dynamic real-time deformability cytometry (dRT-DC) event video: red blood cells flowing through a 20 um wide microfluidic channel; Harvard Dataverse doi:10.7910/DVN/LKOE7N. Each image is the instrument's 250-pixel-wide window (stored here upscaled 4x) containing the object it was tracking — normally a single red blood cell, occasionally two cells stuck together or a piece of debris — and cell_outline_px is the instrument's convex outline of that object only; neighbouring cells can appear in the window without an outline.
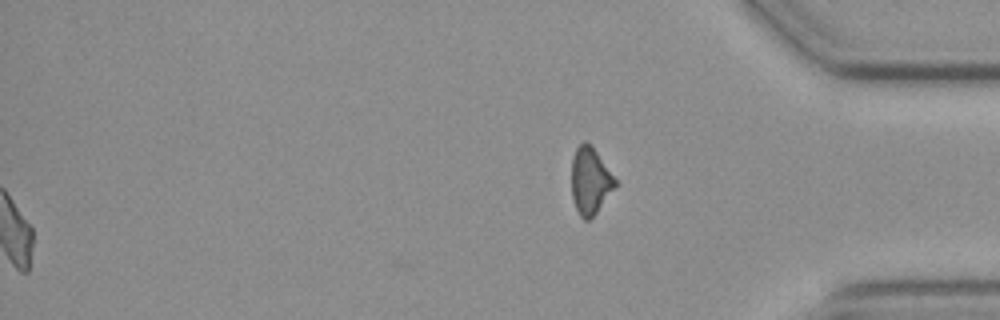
{"species": "common noctule bat (a hibernating species)", "species_latin": "Nyctalus noctula", "temperature_condition": "cold", "stored_images_in_passage": 40, "segment_of_instrument_passage": [2, 2], "camera_frame_rate_fps": 3000, "um_per_image_px": 0.085, "animal": {"sex": "female", "body_mass_g": 19.3, "forearm_length_mm": 54.1}, "frame": {"image": 1, "passage_image": 40, "time_ms": 13.0, "image_size_px": [1000, 320], "cell_outline_px": [[616, 184], [596, 212], [588, 220], [584, 220], [580, 216], [576, 208], [572, 196], [572, 156], [576, 148], [584, 140], [596, 152], [616, 180]], "centroid_in_image_um": [50.13, 15.37], "position_along_channel_um": 385.1, "area_um2": 16.36}}